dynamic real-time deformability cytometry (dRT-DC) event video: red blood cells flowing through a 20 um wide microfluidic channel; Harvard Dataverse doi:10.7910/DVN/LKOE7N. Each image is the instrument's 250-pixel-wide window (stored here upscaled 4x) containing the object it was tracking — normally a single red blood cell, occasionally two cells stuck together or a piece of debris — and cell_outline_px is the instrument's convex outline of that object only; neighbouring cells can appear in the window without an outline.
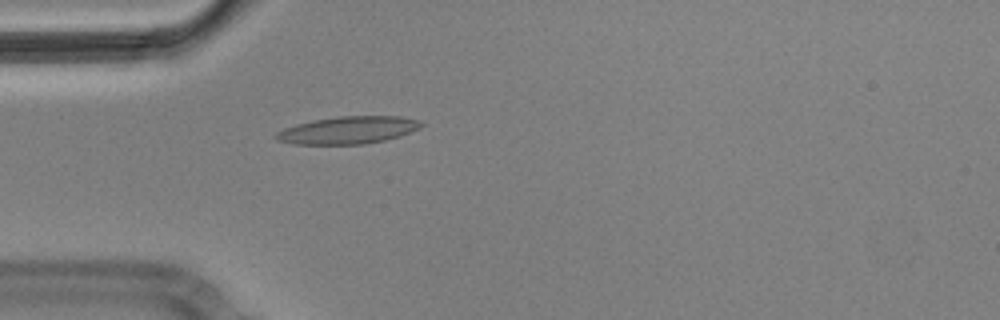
{"species": "Egyptian fruit bat (a non-hibernating species)", "species_latin": "Rousettus aegyptiacus", "temperature_condition": "cold", "stored_images_in_passage": 1, "camera_frame_rate_fps": 3000, "um_per_image_px": 0.085, "animal": {"sex": "male"}, "frame": {"image": 1, "passage_image": 1, "time_ms": 0.0, "image_size_px": [1000, 320], "cell_outline_px": [[424, 124], [420, 128], [400, 136], [384, 140], [364, 144], [292, 144], [276, 140], [272, 136], [276, 132], [284, 128], [296, 124], [312, 120], [336, 116], [400, 116], [420, 120]], "centroid_in_image_um": [29.56, 11.05], "position_along_channel_um": 55.4, "area_um2": 23.41}}